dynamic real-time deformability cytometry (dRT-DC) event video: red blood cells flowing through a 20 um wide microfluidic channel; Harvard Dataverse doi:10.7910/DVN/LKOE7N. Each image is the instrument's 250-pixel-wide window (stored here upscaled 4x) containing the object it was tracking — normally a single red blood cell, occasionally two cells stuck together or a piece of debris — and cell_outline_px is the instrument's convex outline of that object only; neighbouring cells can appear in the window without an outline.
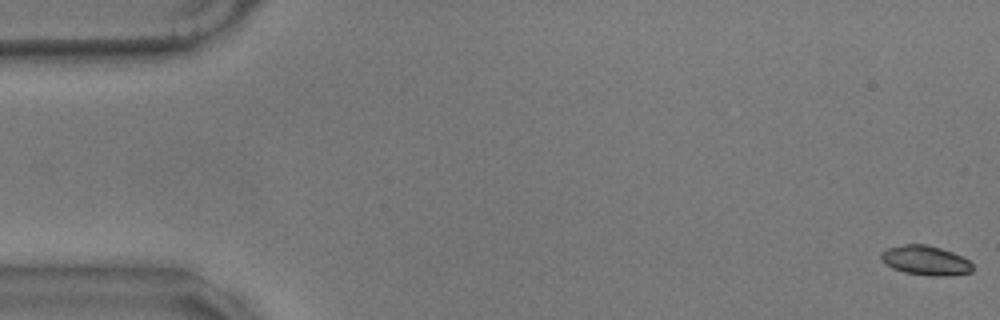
{"species": "common noctule bat (a hibernating species)", "species_latin": "Nyctalus noctula", "temperature_condition": "warm", "stored_images_in_passage": 58, "camera_frame_rate_fps": 3000, "um_per_image_px": 0.085, "animal": {"sex": "male", "body_mass_g": 17.9}, "frame": {"image": 1, "passage_image": 1, "time_ms": 0.0, "image_size_px": [1000, 320], "cell_outline_px": [[972, 272], [952, 276], [932, 276], [904, 272], [892, 268], [884, 264], [880, 256], [880, 252], [888, 248], [904, 244], [924, 244], [940, 248], [952, 252], [968, 260], [972, 264]], "centroid_in_image_um": [78.65, 22.14], "position_along_channel_um": 6.3, "area_um2": 15.78}}
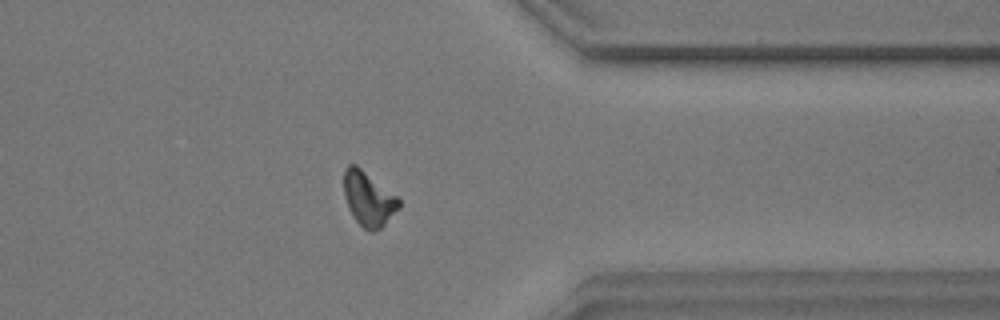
{"frame": {"image": 2, "passage_image": 46, "time_ms": 15.0, "image_size_px": [1000, 320], "cell_outline_px": [[400, 208], [380, 228], [372, 232], [364, 228], [352, 216], [348, 208], [344, 196], [344, 168], [348, 164], [356, 164], [396, 196], [400, 200]], "centroid_in_image_um": [31.3, 16.89], "position_along_channel_um": 380.1, "area_um2": 17.28}}
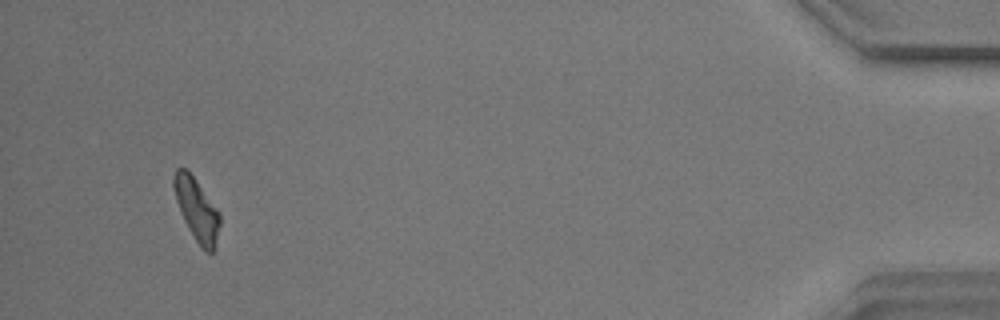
{"frame": {"image": 3, "passage_image": 55, "time_ms": 18.0, "image_size_px": [1000, 320], "cell_outline_px": [[220, 224], [216, 248], [212, 252], [204, 252], [200, 248], [188, 228], [180, 212], [176, 200], [172, 184], [172, 176], [176, 168], [184, 168], [196, 180], [220, 212]], "centroid_in_image_um": [16.72, 17.85], "position_along_channel_um": 418.5, "area_um2": 16.94}, "authors_computed_cell_mechanics": {"area_um2": 16.8198, "velocity_mm_per_s": 3.4843, "shape_relaxation_time_tau1_ms": 4.4075, "shape_relaxation_time_tau2_ms": 4.6302, "deformation_change_tau1": 0.1143, "deformation_change_tau2": 0.1229}}